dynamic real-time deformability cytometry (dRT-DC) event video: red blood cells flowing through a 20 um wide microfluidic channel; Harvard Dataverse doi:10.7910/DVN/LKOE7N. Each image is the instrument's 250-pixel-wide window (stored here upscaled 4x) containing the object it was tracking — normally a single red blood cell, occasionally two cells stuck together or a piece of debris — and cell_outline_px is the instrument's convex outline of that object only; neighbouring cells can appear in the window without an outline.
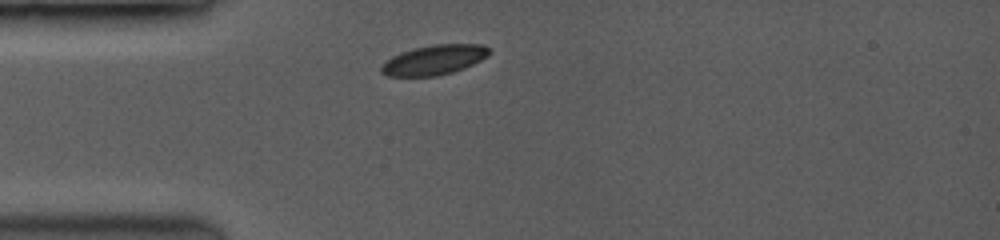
{"species": "common noctule bat (a hibernating species)", "species_latin": "Nyctalus noctula", "temperature_condition": "room temperature", "stored_images_in_passage": 1, "camera_frame_rate_fps": 3500, "um_per_image_px": 0.085, "animal": {"sex": "female", "body_mass_g": 19.0, "forearm_length_mm": 53.3}, "frame": {"image": 1, "passage_image": 1, "time_ms": 0.0, "image_size_px": [1000, 240], "cell_outline_px": [[488, 52], [480, 60], [464, 68], [452, 72], [436, 76], [388, 76], [380, 72], [380, 68], [392, 56], [400, 52], [432, 44], [484, 44], [488, 48]], "centroid_in_image_um": [36.87, 5.09], "position_along_channel_um": 48.1, "area_um2": 18.44}}